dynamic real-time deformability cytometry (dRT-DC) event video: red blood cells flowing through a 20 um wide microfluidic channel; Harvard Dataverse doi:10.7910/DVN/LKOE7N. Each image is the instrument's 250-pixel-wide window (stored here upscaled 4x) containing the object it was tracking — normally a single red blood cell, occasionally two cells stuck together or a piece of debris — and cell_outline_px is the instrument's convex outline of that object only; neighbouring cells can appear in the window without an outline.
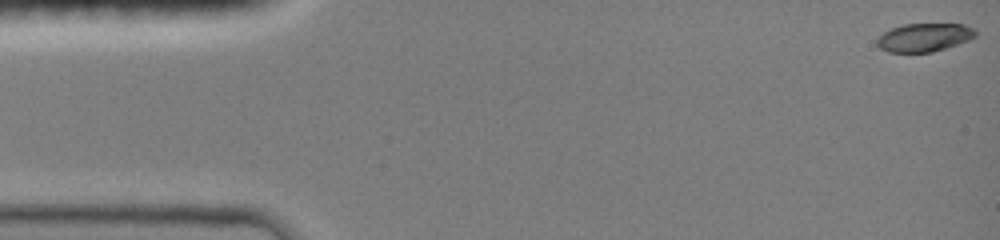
{"species": "common noctule bat (a hibernating species)", "species_latin": "Nyctalus noctula", "temperature_condition": "room temperature", "stored_images_in_passage": 20, "camera_frame_rate_fps": 3000, "um_per_image_px": 0.085, "animal": {"sex": "female", "body_mass_g": 19.0, "forearm_length_mm": 51.5}, "frame": {"image": 1, "passage_image": 1, "time_ms": 0.0, "image_size_px": [1000, 240], "cell_outline_px": [[976, 36], [968, 40], [932, 52], [888, 52], [880, 48], [876, 44], [876, 40], [884, 32], [892, 28], [904, 24], [964, 24], [972, 28], [976, 32]], "centroid_in_image_um": [78.53, 3.18], "position_along_channel_um": 6.5, "area_um2": 16.07}}
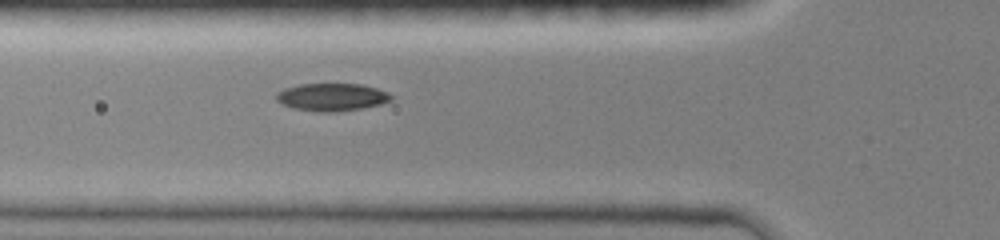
{"frame": {"image": 2, "passage_image": 9, "time_ms": 2.667, "image_size_px": [1000, 240], "cell_outline_px": [[392, 100], [380, 104], [360, 108], [332, 112], [320, 112], [292, 108], [276, 100], [276, 96], [284, 88], [300, 84], [360, 84], [376, 88], [388, 92], [392, 96]], "centroid_in_image_um": [28.21, 8.25], "position_along_channel_um": 97.6, "area_um2": 18.26}}
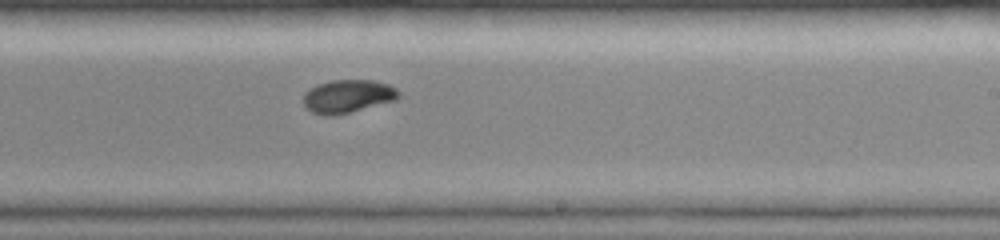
{"frame": {"image": 3, "passage_image": 20, "time_ms": 6.333, "image_size_px": [1000, 240], "cell_outline_px": [[400, 96], [396, 100], [332, 116], [328, 116], [312, 112], [304, 104], [304, 92], [316, 84], [332, 80], [376, 80], [388, 84], [396, 88], [400, 92]], "centroid_in_image_um": [29.57, 8.16], "position_along_channel_um": 259.4, "area_um2": 18.32}}